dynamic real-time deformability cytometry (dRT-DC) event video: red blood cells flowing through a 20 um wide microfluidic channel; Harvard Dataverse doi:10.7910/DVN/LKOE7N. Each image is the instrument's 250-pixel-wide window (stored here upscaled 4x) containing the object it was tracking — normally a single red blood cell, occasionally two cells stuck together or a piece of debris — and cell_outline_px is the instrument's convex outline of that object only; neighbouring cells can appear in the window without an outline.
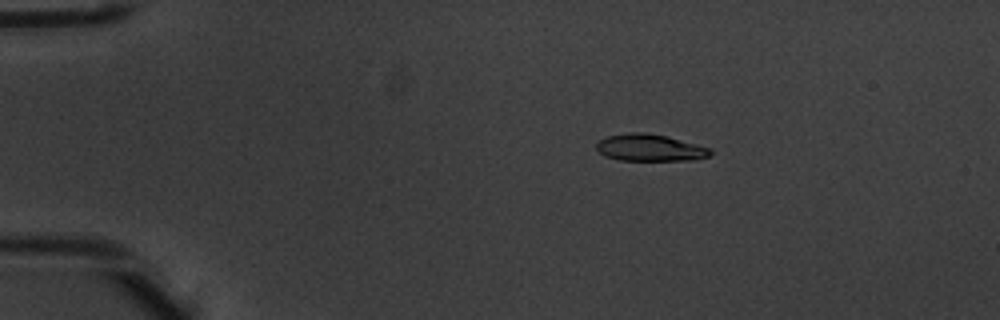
{"species": "common noctule bat (a hibernating species)", "species_latin": "Nyctalus noctula", "temperature_condition": "warm", "stored_images_in_passage": 6, "camera_frame_rate_fps": 3000, "um_per_image_px": 0.085, "animal": {"sex": "male", "body_mass_g": 20.1, "forearm_length_mm": 53.5}, "frame": {"image": 1, "passage_image": 3, "time_ms": 0.667, "image_size_px": [1000, 320], "cell_outline_px": [[712, 152], [708, 156], [692, 160], [620, 160], [604, 156], [596, 148], [596, 144], [600, 140], [608, 136], [628, 132], [644, 132], [668, 136], [712, 148]], "centroid_in_image_um": [55.25, 12.55], "position_along_channel_um": 29.7, "area_um2": 17.92}}
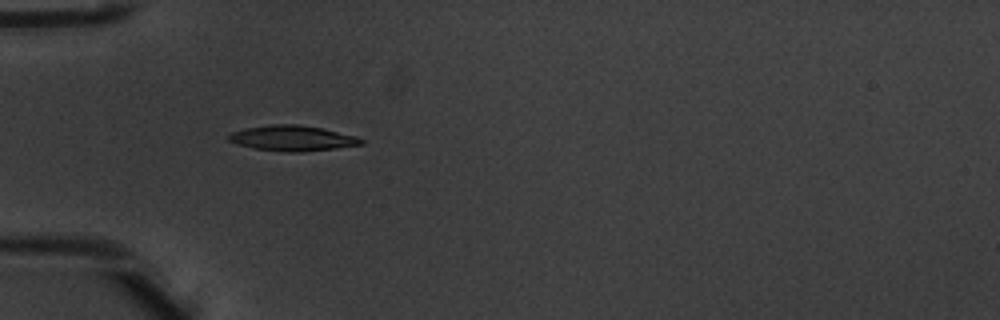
{"frame": {"image": 2, "passage_image": 5, "time_ms": 1.333, "image_size_px": [1000, 320], "cell_outline_px": [[364, 144], [336, 148], [300, 152], [288, 152], [252, 148], [236, 144], [228, 140], [228, 136], [232, 132], [244, 128], [272, 124], [296, 124], [320, 128], [356, 136], [364, 140]], "centroid_in_image_um": [24.83, 11.75], "position_along_channel_um": 60.2, "area_um2": 19.54}}